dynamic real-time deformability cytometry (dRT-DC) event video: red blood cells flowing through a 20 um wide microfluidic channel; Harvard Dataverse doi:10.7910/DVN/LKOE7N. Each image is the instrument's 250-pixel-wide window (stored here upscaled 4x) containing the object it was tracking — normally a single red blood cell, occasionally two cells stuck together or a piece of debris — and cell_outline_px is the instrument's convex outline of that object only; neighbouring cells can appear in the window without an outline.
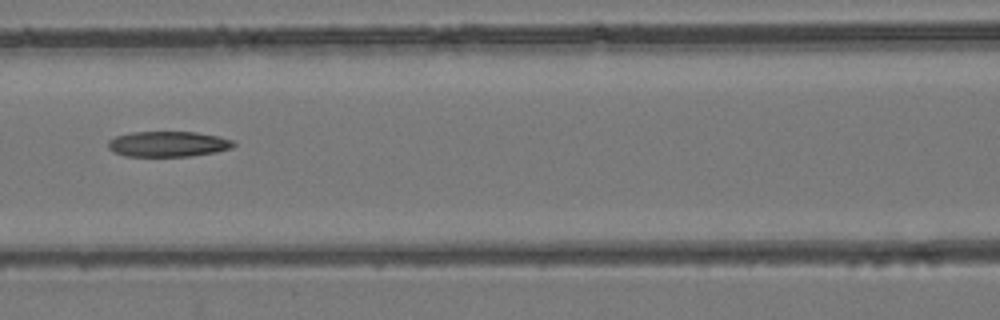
{"species": "common noctule bat (a hibernating species)", "species_latin": "Nyctalus noctula", "temperature_condition": "room temperature", "stored_images_in_passage": 7, "camera_frame_rate_fps": 3000, "um_per_image_px": 0.085, "animal": {"sex": "female", "body_mass_g": 24.6, "forearm_length_mm": 56.2}, "frame": {"image": 1, "passage_image": 7, "time_ms": 6.667, "image_size_px": [1000, 320], "cell_outline_px": [[236, 144], [232, 148], [216, 152], [192, 156], [124, 156], [112, 152], [108, 148], [108, 140], [116, 136], [132, 132], [196, 132], [220, 136], [232, 140]], "centroid_in_image_um": [14.28, 12.24], "position_along_channel_um": 152.3, "area_um2": 18.79}}